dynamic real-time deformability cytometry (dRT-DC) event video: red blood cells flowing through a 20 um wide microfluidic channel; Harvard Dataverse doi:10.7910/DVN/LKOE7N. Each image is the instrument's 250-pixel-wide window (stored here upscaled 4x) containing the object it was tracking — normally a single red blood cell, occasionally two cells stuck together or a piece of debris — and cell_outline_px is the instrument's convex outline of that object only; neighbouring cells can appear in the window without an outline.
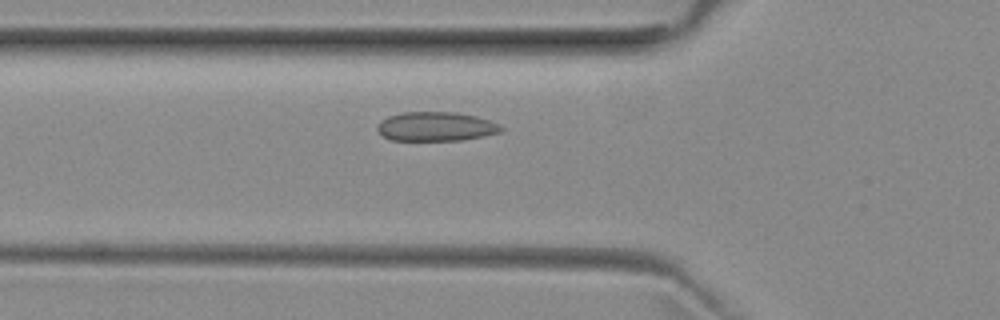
{"species": "common noctule bat (a hibernating species)", "species_latin": "Nyctalus noctula", "temperature_condition": "room temperature", "stored_images_in_passage": 38, "camera_frame_rate_fps": 3000, "um_per_image_px": 0.085, "animal": {"sex": "female", "body_mass_g": 29.2, "forearm_length_mm": 56.3}, "frame": {"image": 1, "passage_image": 4, "time_ms": 1.0, "image_size_px": [1000, 320], "cell_outline_px": [[504, 128], [500, 132], [484, 136], [460, 140], [392, 140], [384, 136], [376, 128], [380, 120], [388, 116], [400, 112], [456, 112], [476, 116], [500, 124]], "centroid_in_image_um": [37.05, 10.74], "position_along_channel_um": 88.7, "area_um2": 21.04}}
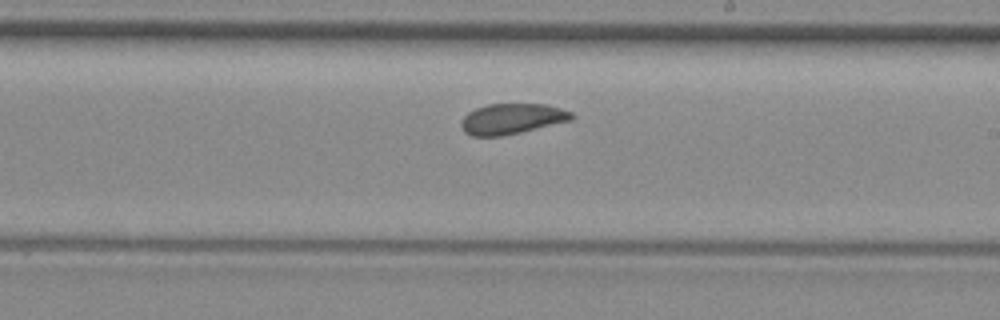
{"frame": {"image": 2, "passage_image": 16, "time_ms": 5.0, "image_size_px": [1000, 320], "cell_outline_px": [[576, 116], [572, 120], [520, 132], [500, 136], [472, 136], [464, 132], [460, 124], [460, 120], [468, 112], [476, 108], [488, 104], [544, 104], [560, 108], [572, 112]], "centroid_in_image_um": [43.5, 10.1], "position_along_channel_um": 245.5, "area_um2": 19.65}}
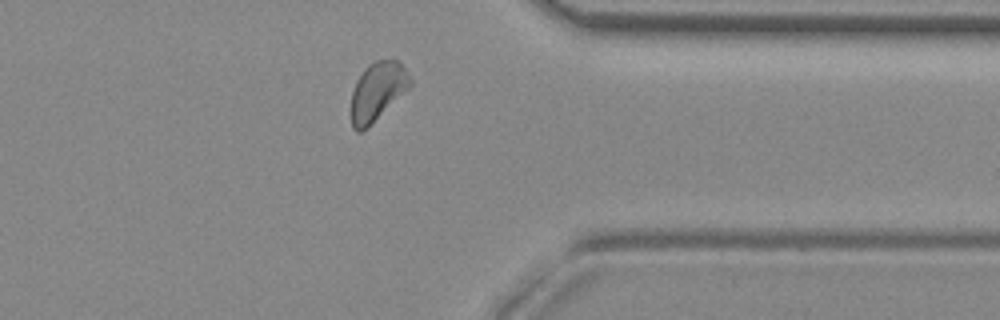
{"frame": {"image": 3, "passage_image": 27, "time_ms": 8.667, "image_size_px": [1000, 320], "cell_outline_px": [[412, 84], [368, 128], [360, 132], [356, 132], [352, 128], [352, 92], [356, 80], [364, 68], [368, 64], [376, 60], [396, 60], [404, 68], [412, 80]], "centroid_in_image_um": [32.06, 7.78], "position_along_channel_um": 379.3, "area_um2": 19.88}, "authors_computed_cell_mechanics": {"area_um2": 20.1722, "velocity_mm_per_s": 3.9151, "shape_relaxation_time_tau1_ms": null, "shape_relaxation_time_tau2_ms": 0.9755, "deformation_change_tau1": null, "deformation_change_tau2": 0.0492}}